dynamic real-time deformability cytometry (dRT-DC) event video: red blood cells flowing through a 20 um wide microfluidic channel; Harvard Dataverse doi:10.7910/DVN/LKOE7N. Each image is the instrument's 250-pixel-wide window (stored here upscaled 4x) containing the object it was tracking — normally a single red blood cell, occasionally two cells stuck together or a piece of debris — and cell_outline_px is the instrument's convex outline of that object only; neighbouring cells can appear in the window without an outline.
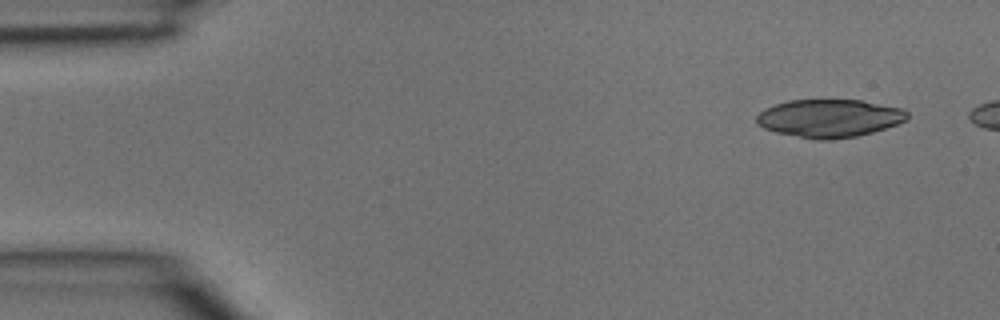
{"species": "common noctule bat (a hibernating species)", "species_latin": "Nyctalus noctula", "temperature_condition": "room temperature", "stored_images_in_passage": 3, "camera_frame_rate_fps": 3000, "um_per_image_px": 0.085, "animal": {"sex": "male", "body_mass_g": 15.6}, "frame": {"image": 1, "passage_image": 1, "time_ms": 0.0, "image_size_px": [1000, 320], "cell_outline_px": [[908, 120], [872, 132], [856, 136], [828, 140], [824, 140], [776, 132], [764, 128], [756, 124], [756, 116], [764, 108], [788, 100], [864, 100], [904, 108], [908, 112]], "centroid_in_image_um": [70.52, 10.03], "position_along_channel_um": 14.5, "area_um2": 33.29}}